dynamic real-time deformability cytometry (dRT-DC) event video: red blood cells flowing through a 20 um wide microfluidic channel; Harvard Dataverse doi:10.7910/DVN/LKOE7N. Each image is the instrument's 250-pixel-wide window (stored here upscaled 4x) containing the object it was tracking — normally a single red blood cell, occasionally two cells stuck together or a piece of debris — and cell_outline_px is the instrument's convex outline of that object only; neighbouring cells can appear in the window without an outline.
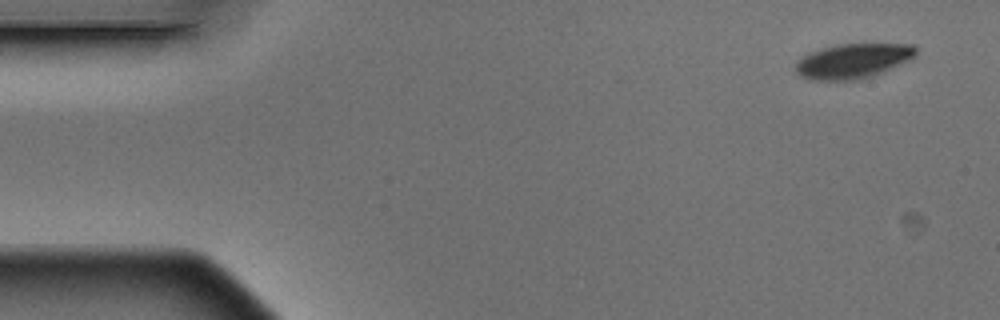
{"species": "Egyptian fruit bat (a non-hibernating species)", "species_latin": "Rousettus aegyptiacus", "temperature_condition": "warm", "stored_images_in_passage": 6, "segment_of_instrument_passage": [2, 2], "camera_frame_rate_fps": 3000, "um_per_image_px": 0.085, "animal": {"sex": "male"}, "frame": {"image": 1, "passage_image": 6, "time_ms": 1.667, "image_size_px": [1000, 320], "cell_outline_px": [[916, 56], [912, 60], [884, 72], [860, 80], [812, 80], [800, 76], [796, 72], [796, 60], [808, 52], [836, 44], [912, 44], [916, 48]], "centroid_in_image_um": [72.51, 5.18], "position_along_channel_um": 12.5, "area_um2": 24.8}}